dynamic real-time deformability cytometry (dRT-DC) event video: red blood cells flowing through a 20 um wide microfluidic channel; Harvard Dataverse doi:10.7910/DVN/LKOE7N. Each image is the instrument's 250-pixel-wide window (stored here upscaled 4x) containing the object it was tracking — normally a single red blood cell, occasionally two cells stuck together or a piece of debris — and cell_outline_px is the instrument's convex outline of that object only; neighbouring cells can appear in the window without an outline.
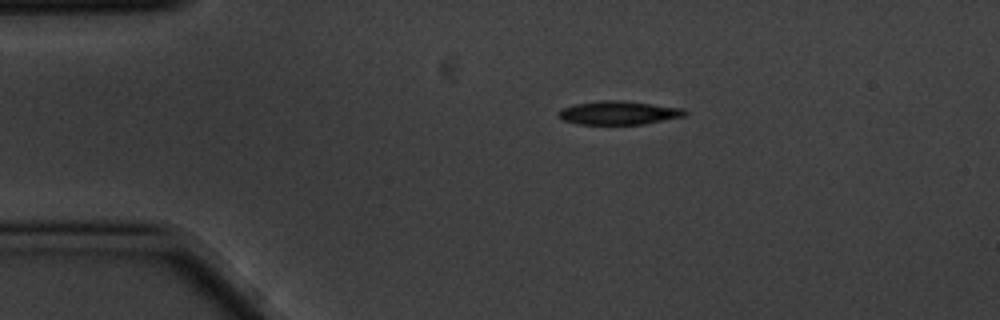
{"species": "common noctule bat (a hibernating species)", "species_latin": "Nyctalus noctula", "temperature_condition": "cold", "stored_images_in_passage": 7, "camera_frame_rate_fps": 3000, "um_per_image_px": 0.085, "animal": {"sex": "male", "body_mass_g": 20.1, "forearm_length_mm": 53.5}, "frame": {"image": 1, "passage_image": 1, "time_ms": 0.0, "image_size_px": [1000, 320], "cell_outline_px": [[688, 116], [644, 124], [576, 124], [560, 120], [556, 116], [556, 112], [560, 108], [576, 104], [600, 100], [624, 100], [684, 108], [688, 112]], "centroid_in_image_um": [52.57, 9.59], "position_along_channel_um": 32.4, "area_um2": 17.86}}
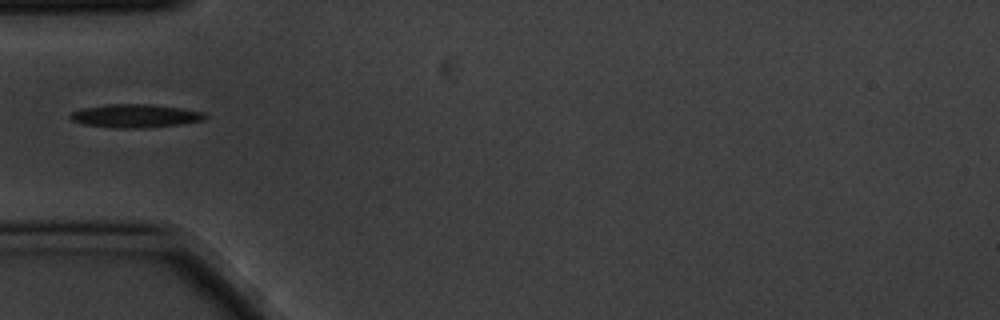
{"frame": {"image": 2, "passage_image": 3, "time_ms": 0.667, "image_size_px": [1000, 320], "cell_outline_px": [[208, 116], [204, 120], [180, 124], [144, 128], [112, 128], [84, 124], [72, 120], [68, 116], [72, 112], [80, 108], [108, 104], [152, 104], [180, 108], [204, 112]], "centroid_in_image_um": [11.49, 9.85], "position_along_channel_um": 73.5, "area_um2": 18.44}}